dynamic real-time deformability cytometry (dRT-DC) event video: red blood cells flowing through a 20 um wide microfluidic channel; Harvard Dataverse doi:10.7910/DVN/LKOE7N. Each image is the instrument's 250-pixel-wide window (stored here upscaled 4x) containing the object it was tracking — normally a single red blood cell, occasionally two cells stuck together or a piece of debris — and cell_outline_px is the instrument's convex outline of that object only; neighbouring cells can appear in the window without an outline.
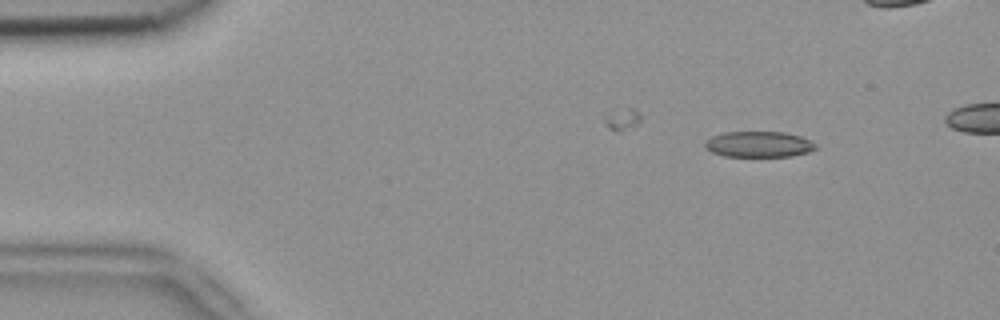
{"species": "common noctule bat (a hibernating species)", "species_latin": "Nyctalus noctula", "temperature_condition": "room temperature", "stored_images_in_passage": 3, "camera_frame_rate_fps": 3000, "um_per_image_px": 0.085, "animal": {"sex": "female", "body_mass_g": 18.4}, "frame": {"image": 1, "passage_image": 1, "time_ms": 0.0, "image_size_px": [1000, 320], "cell_outline_px": [[816, 148], [808, 152], [792, 156], [724, 156], [712, 152], [704, 148], [704, 140], [712, 136], [724, 132], [784, 132], [800, 136], [816, 144]], "centroid_in_image_um": [64.45, 12.26], "position_along_channel_um": 20.6, "area_um2": 16.65}}
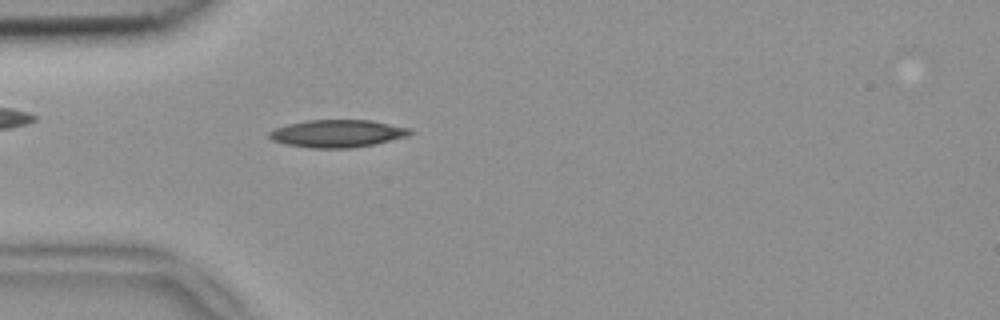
{"frame": {"image": 2, "passage_image": 3, "time_ms": 0.667, "image_size_px": [1000, 320], "cell_outline_px": [[416, 132], [408, 136], [376, 144], [352, 148], [312, 148], [284, 144], [272, 140], [268, 136], [268, 132], [276, 128], [288, 124], [308, 120], [372, 120], [412, 128]], "centroid_in_image_um": [28.74, 11.35], "position_along_channel_um": 56.3, "area_um2": 22.89}}